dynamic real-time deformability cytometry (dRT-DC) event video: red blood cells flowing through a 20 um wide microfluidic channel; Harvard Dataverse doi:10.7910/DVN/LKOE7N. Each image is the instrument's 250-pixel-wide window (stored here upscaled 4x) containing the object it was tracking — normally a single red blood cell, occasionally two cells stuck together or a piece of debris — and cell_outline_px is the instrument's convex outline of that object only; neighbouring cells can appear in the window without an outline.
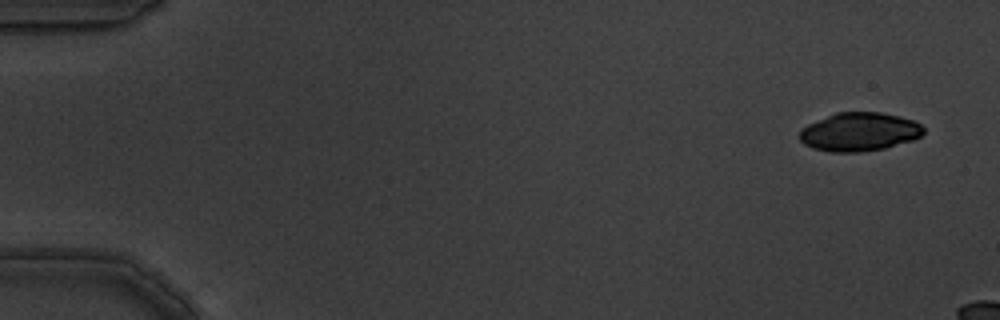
{"species": "common noctule bat (a hibernating species)", "species_latin": "Nyctalus noctula", "temperature_condition": "warm", "stored_images_in_passage": 4, "camera_frame_rate_fps": 3000, "um_per_image_px": 0.085, "animal": {"sex": "male", "body_mass_g": 19.5, "forearm_length_mm": 54.6}, "frame": {"image": 1, "passage_image": 1, "time_ms": 0.0, "image_size_px": [1000, 320], "cell_outline_px": [[924, 132], [920, 136], [912, 140], [884, 148], [860, 152], [828, 152], [812, 148], [804, 144], [800, 140], [800, 132], [808, 124], [836, 112], [880, 112], [900, 116], [912, 120], [920, 124], [924, 128]], "centroid_in_image_um": [73.04, 11.21], "position_along_channel_um": 12.0, "area_um2": 27.74}}